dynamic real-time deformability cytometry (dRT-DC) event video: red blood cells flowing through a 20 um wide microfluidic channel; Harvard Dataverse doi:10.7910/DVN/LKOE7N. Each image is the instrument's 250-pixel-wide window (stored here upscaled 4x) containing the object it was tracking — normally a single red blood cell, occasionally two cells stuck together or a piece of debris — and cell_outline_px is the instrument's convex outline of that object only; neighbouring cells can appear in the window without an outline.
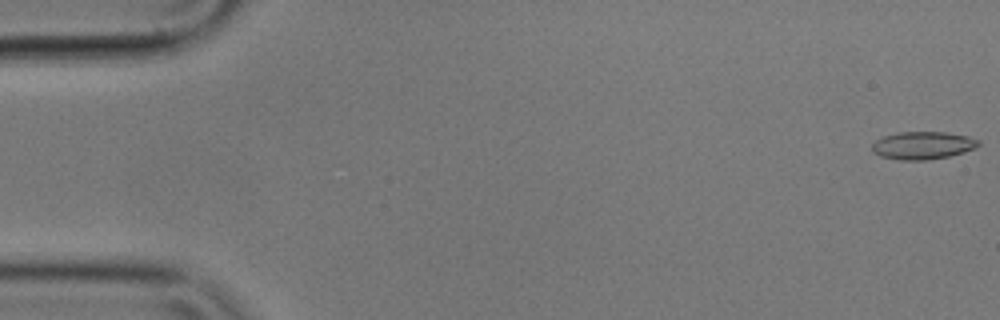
{"species": "common noctule bat (a hibernating species)", "species_latin": "Nyctalus noctula", "temperature_condition": "cold", "stored_images_in_passage": 56, "camera_frame_rate_fps": 3000, "um_per_image_px": 0.085, "animal": {"sex": "male", "body_mass_g": 17.9}, "frame": {"image": 1, "passage_image": 1, "time_ms": 0.0, "image_size_px": [1000, 320], "cell_outline_px": [[980, 144], [976, 148], [964, 152], [948, 156], [928, 160], [900, 160], [880, 156], [872, 152], [872, 144], [876, 140], [884, 136], [900, 132], [944, 132], [968, 136], [980, 140]], "centroid_in_image_um": [78.44, 12.36], "position_along_channel_um": 6.6, "area_um2": 17.22}}
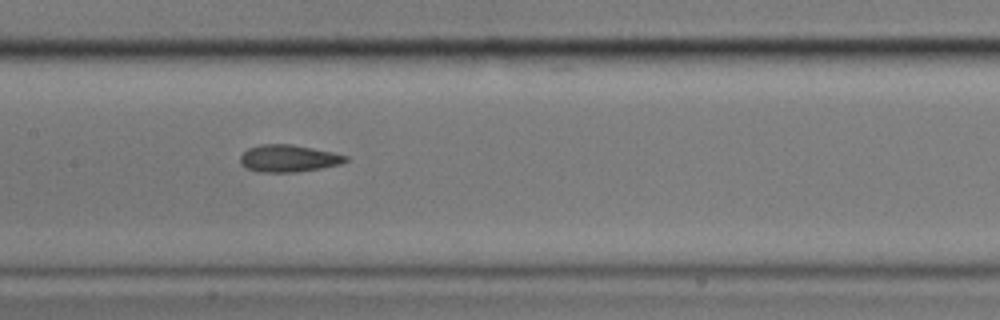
{"frame": {"image": 2, "passage_image": 27, "time_ms": 8.667, "image_size_px": [1000, 320], "cell_outline_px": [[348, 160], [340, 164], [320, 168], [296, 172], [256, 172], [244, 168], [240, 164], [240, 156], [248, 148], [260, 144], [292, 144], [332, 152], [348, 156]], "centroid_in_image_um": [24.47, 13.47], "position_along_channel_um": 182.9, "area_um2": 16.76}}
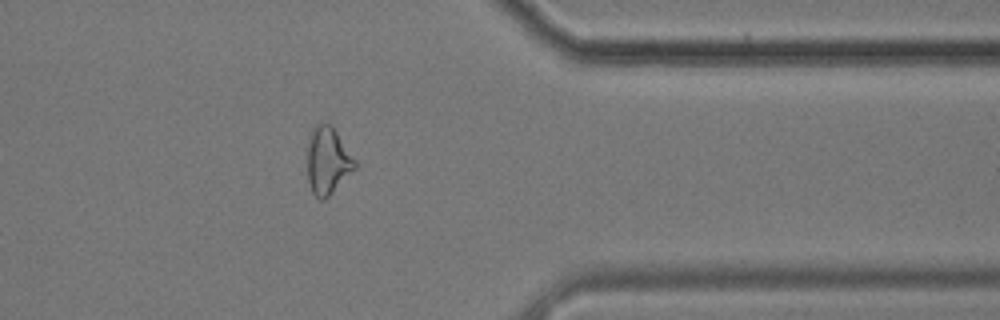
{"frame": {"image": 3, "passage_image": 45, "time_ms": 14.667, "image_size_px": [1000, 320], "cell_outline_px": [[360, 164], [324, 200], [320, 200], [312, 192], [308, 180], [308, 144], [312, 128], [320, 120], [332, 124]], "centroid_in_image_um": [27.89, 13.6], "position_along_channel_um": 383.5, "area_um2": 19.02}, "authors_computed_cell_mechanics": {"area_um2": 17.1955, "velocity_mm_per_s": 3.5676, "shape_relaxation_time_tau1_ms": 9.2841, "shape_relaxation_time_tau2_ms": 2.7254, "deformation_change_tau1": 0.197, "deformation_change_tau2": 0.1089}}